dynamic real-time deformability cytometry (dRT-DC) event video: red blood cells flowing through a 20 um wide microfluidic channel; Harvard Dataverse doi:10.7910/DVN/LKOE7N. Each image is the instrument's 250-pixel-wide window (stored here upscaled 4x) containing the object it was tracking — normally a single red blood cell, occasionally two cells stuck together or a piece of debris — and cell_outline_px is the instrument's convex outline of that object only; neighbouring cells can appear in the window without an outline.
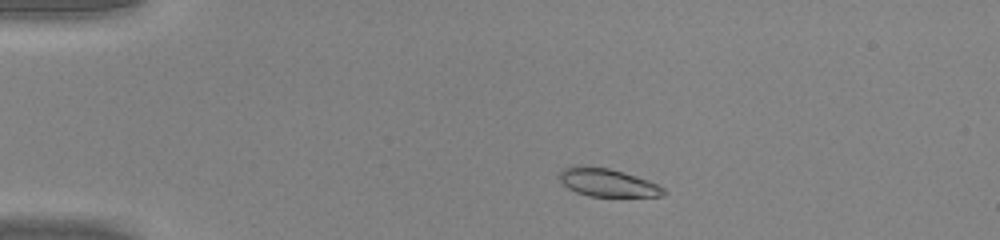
{"species": "common noctule bat (a hibernating species)", "species_latin": "Nyctalus noctula", "temperature_condition": "warm", "stored_images_in_passage": 44, "camera_frame_rate_fps": 3000, "um_per_image_px": 0.085, "animal": {"sex": "male", "body_mass_g": 20.0, "forearm_length_mm": 53.3}, "frame": {"image": 1, "passage_image": 6, "time_ms": 1.667, "image_size_px": [1000, 240], "cell_outline_px": [[668, 192], [664, 196], [588, 196], [576, 192], [568, 188], [556, 176], [564, 168], [572, 164], [584, 164], [608, 168], [636, 176], [648, 180], [664, 188]], "centroid_in_image_um": [51.59, 15.49], "position_along_channel_um": 33.4, "area_um2": 17.28}}
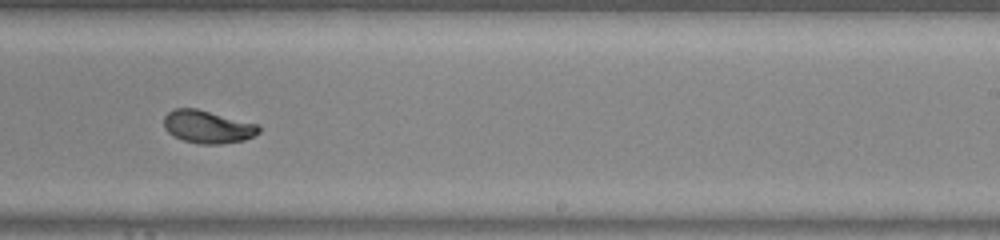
{"frame": {"image": 2, "passage_image": 27, "time_ms": 8.667, "image_size_px": [1000, 240], "cell_outline_px": [[260, 132], [244, 140], [220, 144], [200, 144], [184, 140], [168, 132], [164, 128], [164, 116], [172, 108], [196, 108], [260, 124]], "centroid_in_image_um": [17.66, 10.76], "position_along_channel_um": 271.3, "area_um2": 18.21}}
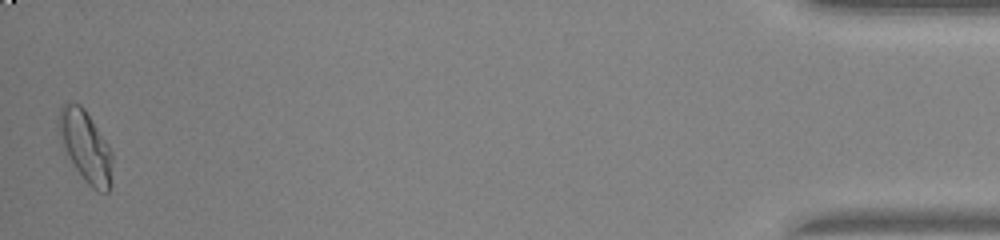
{"frame": {"image": 3, "passage_image": 44, "time_ms": 14.333, "image_size_px": [1000, 240], "cell_outline_px": [[112, 184], [108, 192], [96, 192], [84, 180], [68, 156], [64, 148], [56, 124], [60, 108], [64, 104], [80, 104], [84, 108], [108, 144], [112, 152]], "centroid_in_image_um": [7.29, 12.48], "position_along_channel_um": 427.9, "area_um2": 22.25}, "authors_computed_cell_mechanics": {"area_um2": 18.2359, "velocity_mm_per_s": 4.2642, "shape_relaxation_time_tau1_ms": 2.3084, "shape_relaxation_time_tau2_ms": 1.0993, "deformation_change_tau1": 0.1491, "deformation_change_tau2": 0.0483}}